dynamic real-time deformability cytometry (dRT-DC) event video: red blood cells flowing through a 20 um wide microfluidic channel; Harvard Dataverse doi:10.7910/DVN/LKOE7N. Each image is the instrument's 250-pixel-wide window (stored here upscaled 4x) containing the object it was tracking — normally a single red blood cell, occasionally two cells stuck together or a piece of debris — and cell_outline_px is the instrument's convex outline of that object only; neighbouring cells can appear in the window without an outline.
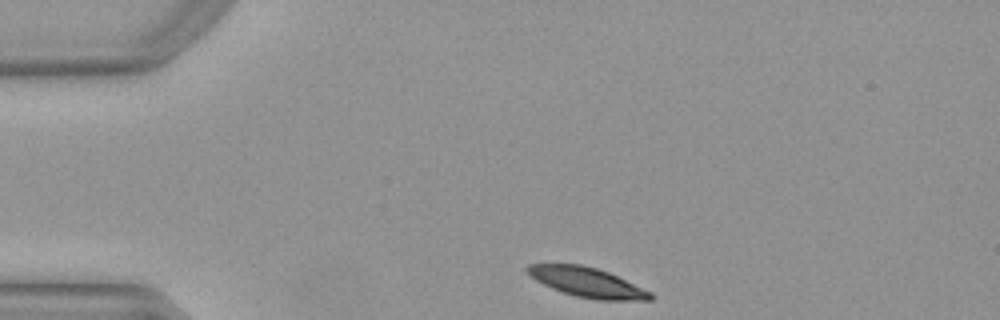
{"species": "Egyptian fruit bat (a non-hibernating species)", "species_latin": "Rousettus aegyptiacus", "temperature_condition": "warm", "stored_images_in_passage": 34, "camera_frame_rate_fps": 3000, "um_per_image_px": 0.085, "animal": {"sex": "female"}, "frame": {"image": 1, "passage_image": 1, "time_ms": 0.0, "image_size_px": [1000, 320], "cell_outline_px": [[652, 300], [596, 300], [576, 296], [552, 288], [536, 280], [524, 268], [528, 264], [580, 264], [596, 268], [608, 272], [652, 292]], "centroid_in_image_um": [49.91, 23.99], "position_along_channel_um": 35.1, "area_um2": 20.98}}
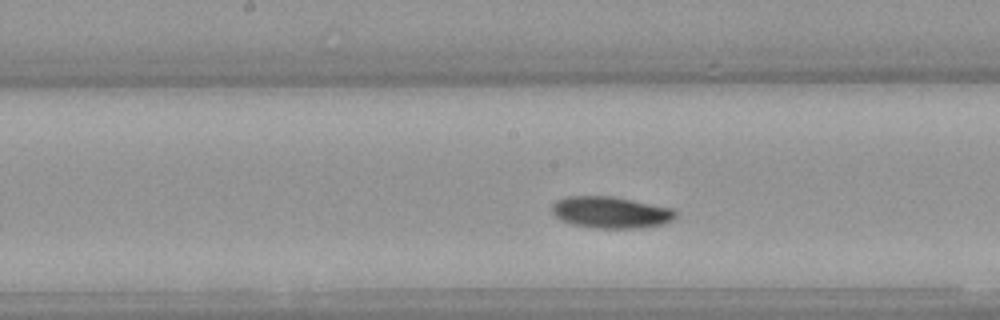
{"frame": {"image": 2, "passage_image": 17, "time_ms": 5.333, "image_size_px": [1000, 320], "cell_outline_px": [[676, 216], [672, 220], [664, 224], [640, 228], [592, 228], [572, 224], [560, 220], [552, 212], [552, 204], [556, 200], [564, 196], [612, 196], [676, 208]], "centroid_in_image_um": [51.93, 18.04], "position_along_channel_um": 196.3, "area_um2": 23.12}}
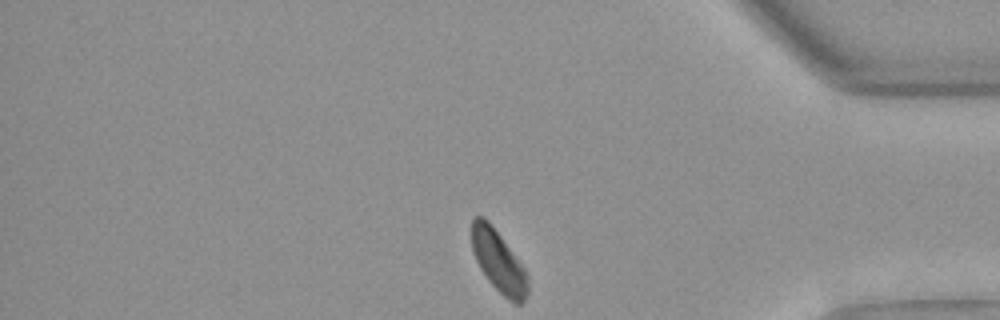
{"frame": {"image": 3, "passage_image": 34, "time_ms": 11.0, "image_size_px": [1000, 320], "cell_outline_px": [[528, 292], [524, 300], [520, 304], [516, 304], [508, 300], [488, 280], [480, 268], [476, 260], [472, 248], [472, 216], [480, 216], [500, 236], [524, 268], [528, 284]], "centroid_in_image_um": [42.37, 22.27], "position_along_channel_um": 392.8, "area_um2": 19.42}, "authors_computed_cell_mechanics": {"area_um2": 22.4842, "velocity_mm_per_s": 3.9011, "shape_relaxation_time_tau1_ms": 2.6996, "shape_relaxation_time_tau2_ms": null, "deformation_change_tau1": 0.0952, "deformation_change_tau2": null}}